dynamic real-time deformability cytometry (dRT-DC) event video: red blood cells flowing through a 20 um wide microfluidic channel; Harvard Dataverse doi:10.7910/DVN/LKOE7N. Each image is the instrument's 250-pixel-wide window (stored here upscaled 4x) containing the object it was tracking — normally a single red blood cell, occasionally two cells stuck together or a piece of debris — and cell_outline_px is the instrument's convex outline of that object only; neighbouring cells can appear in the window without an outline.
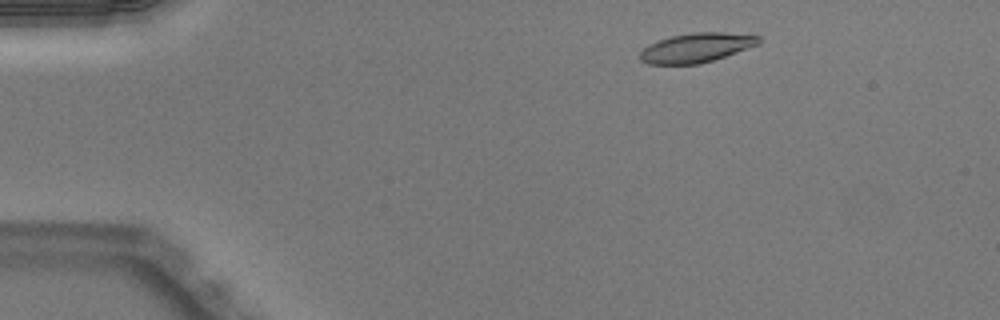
{"species": "Egyptian fruit bat (a non-hibernating species)", "species_latin": "Rousettus aegyptiacus", "temperature_condition": "warm", "stored_images_in_passage": 48, "camera_frame_rate_fps": 3000, "um_per_image_px": 0.085, "animal": {"sex": "male"}, "frame": {"image": 1, "passage_image": 5, "time_ms": 1.333, "image_size_px": [1000, 320], "cell_outline_px": [[760, 44], [700, 64], [648, 64], [640, 60], [640, 52], [648, 44], [672, 36], [696, 32], [724, 32], [760, 36]], "centroid_in_image_um": [59.19, 4.05], "position_along_channel_um": 25.8, "area_um2": 20.11}}
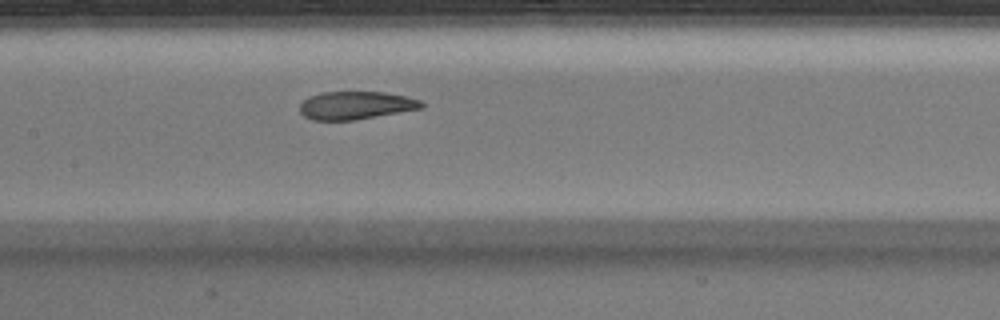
{"frame": {"image": 2, "passage_image": 22, "time_ms": 7.0, "image_size_px": [1000, 320], "cell_outline_px": [[424, 104], [420, 108], [356, 120], [312, 120], [304, 116], [300, 112], [300, 104], [304, 100], [312, 96], [324, 92], [384, 92], [408, 96], [420, 100]], "centroid_in_image_um": [30.24, 8.95], "position_along_channel_um": 177.2, "area_um2": 19.65}}
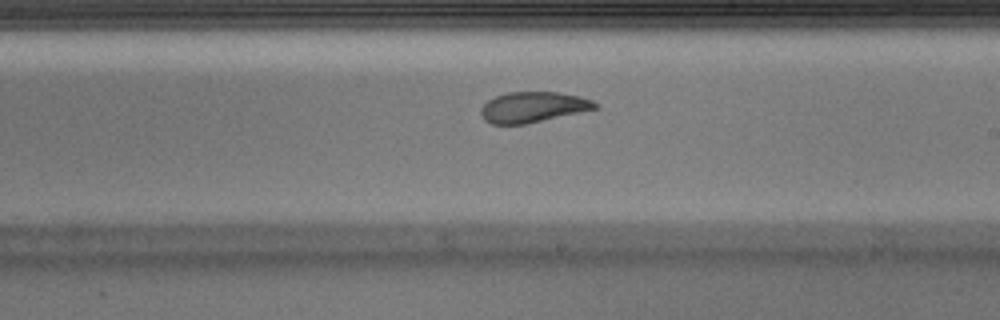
{"frame": {"image": 3, "passage_image": 27, "time_ms": 8.667, "image_size_px": [1000, 320], "cell_outline_px": [[600, 108], [524, 124], [492, 124], [484, 120], [480, 112], [480, 108], [488, 100], [496, 96], [508, 92], [560, 92], [580, 96], [592, 100], [600, 104]], "centroid_in_image_um": [45.33, 9.1], "position_along_channel_um": 243.7, "area_um2": 20.4}, "authors_computed_cell_mechanics": {"area_um2": 21.0103, "velocity_mm_per_s": 4.0041, "shape_relaxation_time_tau1_ms": null, "shape_relaxation_time_tau2_ms": 1.8252, "deformation_change_tau1": null, "deformation_change_tau2": 0.0682}}